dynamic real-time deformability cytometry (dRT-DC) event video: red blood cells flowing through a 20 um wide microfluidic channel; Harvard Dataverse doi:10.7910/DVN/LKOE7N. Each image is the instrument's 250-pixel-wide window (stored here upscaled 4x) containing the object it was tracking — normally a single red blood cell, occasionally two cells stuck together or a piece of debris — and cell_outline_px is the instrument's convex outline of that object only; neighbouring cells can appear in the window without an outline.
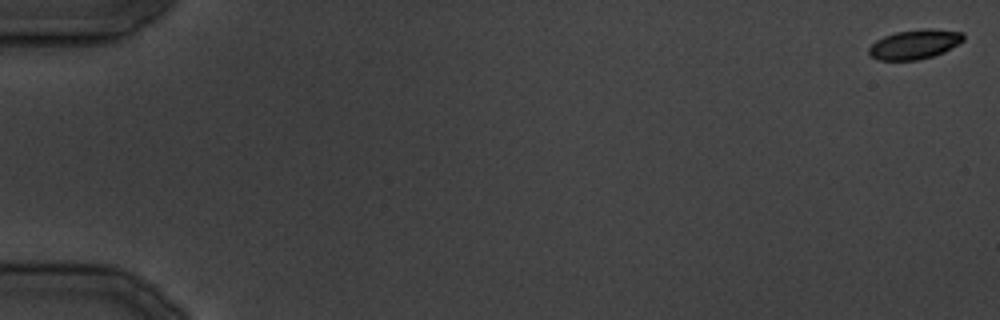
{"species": "common noctule bat (a hibernating species)", "species_latin": "Nyctalus noctula", "temperature_condition": "cold", "stored_images_in_passage": 17, "camera_frame_rate_fps": 3000, "um_per_image_px": 0.085, "animal": {"sex": "male", "body_mass_g": 19.5, "forearm_length_mm": 54.6}, "frame": {"image": 1, "passage_image": 1, "time_ms": 0.0, "image_size_px": [1000, 320], "cell_outline_px": [[964, 40], [944, 52], [932, 56], [916, 60], [880, 60], [872, 56], [868, 52], [868, 48], [876, 40], [884, 36], [896, 32], [924, 28], [928, 28], [964, 32]], "centroid_in_image_um": [77.76, 3.75], "position_along_channel_um": 7.2, "area_um2": 16.18}}